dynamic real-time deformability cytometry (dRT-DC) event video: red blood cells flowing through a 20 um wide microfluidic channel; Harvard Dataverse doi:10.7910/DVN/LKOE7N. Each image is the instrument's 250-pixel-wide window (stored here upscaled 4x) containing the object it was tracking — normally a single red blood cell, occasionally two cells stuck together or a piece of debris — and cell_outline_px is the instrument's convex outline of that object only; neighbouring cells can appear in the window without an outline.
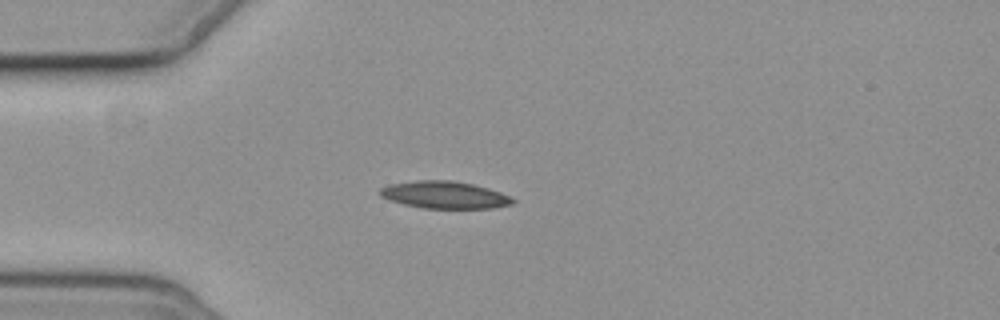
{"species": "common noctule bat (a hibernating species)", "species_latin": "Nyctalus noctula", "temperature_condition": "cold", "stored_images_in_passage": 4, "camera_frame_rate_fps": 3000, "um_per_image_px": 0.085, "animal": {"sex": "female", "body_mass_g": 19.3, "forearm_length_mm": 54.1}, "frame": {"image": 1, "passage_image": 4, "time_ms": 3.333, "image_size_px": [1000, 320], "cell_outline_px": [[516, 200], [512, 204], [492, 208], [424, 208], [404, 204], [380, 196], [380, 188], [392, 184], [416, 180], [452, 180], [472, 184], [488, 188], [500, 192]], "centroid_in_image_um": [37.8, 16.56], "position_along_channel_um": 47.2, "area_um2": 20.81}}